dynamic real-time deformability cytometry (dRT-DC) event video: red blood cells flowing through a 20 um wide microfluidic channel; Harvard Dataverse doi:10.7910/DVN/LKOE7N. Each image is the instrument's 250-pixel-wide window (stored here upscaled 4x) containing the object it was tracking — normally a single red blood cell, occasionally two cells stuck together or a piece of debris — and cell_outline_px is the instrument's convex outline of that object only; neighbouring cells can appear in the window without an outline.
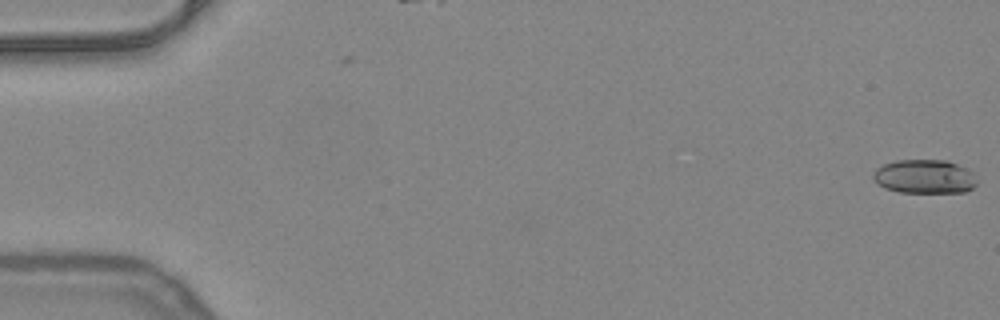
{"species": "common noctule bat (a hibernating species)", "species_latin": "Nyctalus noctula", "temperature_condition": "warm", "stored_images_in_passage": 3, "camera_frame_rate_fps": 3000, "um_per_image_px": 0.085, "animal": {"sex": "female", "body_mass_g": 24.6, "forearm_length_mm": 56.2}, "frame": {"image": 1, "passage_image": 3, "time_ms": 0.667, "image_size_px": [1000, 320], "cell_outline_px": [[976, 184], [972, 188], [964, 192], [900, 192], [884, 188], [876, 184], [872, 180], [872, 172], [876, 168], [884, 164], [896, 160], [948, 160], [968, 168], [972, 172], [976, 180]], "centroid_in_image_um": [78.55, 15.0], "position_along_channel_um": 6.5, "area_um2": 20.75}}